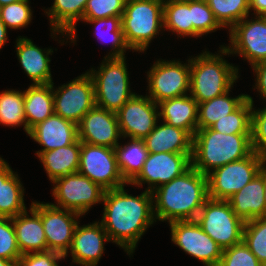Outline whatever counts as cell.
<instances>
[{
	"instance_id": "cell-28",
	"label": "cell",
	"mask_w": 266,
	"mask_h": 266,
	"mask_svg": "<svg viewBox=\"0 0 266 266\" xmlns=\"http://www.w3.org/2000/svg\"><path fill=\"white\" fill-rule=\"evenodd\" d=\"M81 141L69 146L45 152H36L51 182L55 179L78 172Z\"/></svg>"
},
{
	"instance_id": "cell-45",
	"label": "cell",
	"mask_w": 266,
	"mask_h": 266,
	"mask_svg": "<svg viewBox=\"0 0 266 266\" xmlns=\"http://www.w3.org/2000/svg\"><path fill=\"white\" fill-rule=\"evenodd\" d=\"M251 68L256 74L254 88L260 93L261 99L266 101V60L252 65Z\"/></svg>"
},
{
	"instance_id": "cell-31",
	"label": "cell",
	"mask_w": 266,
	"mask_h": 266,
	"mask_svg": "<svg viewBox=\"0 0 266 266\" xmlns=\"http://www.w3.org/2000/svg\"><path fill=\"white\" fill-rule=\"evenodd\" d=\"M230 91L211 100L198 103V129L210 128L217 120L223 119L235 111L246 99L248 94L229 97Z\"/></svg>"
},
{
	"instance_id": "cell-13",
	"label": "cell",
	"mask_w": 266,
	"mask_h": 266,
	"mask_svg": "<svg viewBox=\"0 0 266 266\" xmlns=\"http://www.w3.org/2000/svg\"><path fill=\"white\" fill-rule=\"evenodd\" d=\"M171 241L205 266H218L223 249L208 236L196 220L169 223Z\"/></svg>"
},
{
	"instance_id": "cell-5",
	"label": "cell",
	"mask_w": 266,
	"mask_h": 266,
	"mask_svg": "<svg viewBox=\"0 0 266 266\" xmlns=\"http://www.w3.org/2000/svg\"><path fill=\"white\" fill-rule=\"evenodd\" d=\"M164 0H126L121 17L124 38L134 52H144L163 30Z\"/></svg>"
},
{
	"instance_id": "cell-23",
	"label": "cell",
	"mask_w": 266,
	"mask_h": 266,
	"mask_svg": "<svg viewBox=\"0 0 266 266\" xmlns=\"http://www.w3.org/2000/svg\"><path fill=\"white\" fill-rule=\"evenodd\" d=\"M88 0H54L53 5L45 10L50 21L51 37L67 36L70 43L76 44V24L82 22Z\"/></svg>"
},
{
	"instance_id": "cell-12",
	"label": "cell",
	"mask_w": 266,
	"mask_h": 266,
	"mask_svg": "<svg viewBox=\"0 0 266 266\" xmlns=\"http://www.w3.org/2000/svg\"><path fill=\"white\" fill-rule=\"evenodd\" d=\"M54 113L78 125L82 117L96 106L94 84L88 72L54 88Z\"/></svg>"
},
{
	"instance_id": "cell-11",
	"label": "cell",
	"mask_w": 266,
	"mask_h": 266,
	"mask_svg": "<svg viewBox=\"0 0 266 266\" xmlns=\"http://www.w3.org/2000/svg\"><path fill=\"white\" fill-rule=\"evenodd\" d=\"M78 172L105 191L128 186L120 173L115 149L111 147L81 142Z\"/></svg>"
},
{
	"instance_id": "cell-32",
	"label": "cell",
	"mask_w": 266,
	"mask_h": 266,
	"mask_svg": "<svg viewBox=\"0 0 266 266\" xmlns=\"http://www.w3.org/2000/svg\"><path fill=\"white\" fill-rule=\"evenodd\" d=\"M163 29L177 33V37H193L191 0H164Z\"/></svg>"
},
{
	"instance_id": "cell-33",
	"label": "cell",
	"mask_w": 266,
	"mask_h": 266,
	"mask_svg": "<svg viewBox=\"0 0 266 266\" xmlns=\"http://www.w3.org/2000/svg\"><path fill=\"white\" fill-rule=\"evenodd\" d=\"M121 17L122 16H112L95 20H82V22L84 21L85 23L95 25V36H97L101 42L107 40L111 43V52L109 51V53H107L108 55L104 57H124L126 50L131 51L124 38ZM102 27L104 28V31L106 30L105 32L102 30ZM106 43L107 42H105V44Z\"/></svg>"
},
{
	"instance_id": "cell-20",
	"label": "cell",
	"mask_w": 266,
	"mask_h": 266,
	"mask_svg": "<svg viewBox=\"0 0 266 266\" xmlns=\"http://www.w3.org/2000/svg\"><path fill=\"white\" fill-rule=\"evenodd\" d=\"M28 210L12 217L17 245L21 254L48 251L44 227L41 221V202L32 201ZM31 214V217L28 215Z\"/></svg>"
},
{
	"instance_id": "cell-26",
	"label": "cell",
	"mask_w": 266,
	"mask_h": 266,
	"mask_svg": "<svg viewBox=\"0 0 266 266\" xmlns=\"http://www.w3.org/2000/svg\"><path fill=\"white\" fill-rule=\"evenodd\" d=\"M228 202L234 213L244 222L266 216L262 177L257 174L241 190L232 195Z\"/></svg>"
},
{
	"instance_id": "cell-21",
	"label": "cell",
	"mask_w": 266,
	"mask_h": 266,
	"mask_svg": "<svg viewBox=\"0 0 266 266\" xmlns=\"http://www.w3.org/2000/svg\"><path fill=\"white\" fill-rule=\"evenodd\" d=\"M28 136L43 146L37 152L50 151L76 142L79 139L78 125L54 113L32 127Z\"/></svg>"
},
{
	"instance_id": "cell-36",
	"label": "cell",
	"mask_w": 266,
	"mask_h": 266,
	"mask_svg": "<svg viewBox=\"0 0 266 266\" xmlns=\"http://www.w3.org/2000/svg\"><path fill=\"white\" fill-rule=\"evenodd\" d=\"M252 103L246 99L235 111L217 120L210 128L222 134H251Z\"/></svg>"
},
{
	"instance_id": "cell-8",
	"label": "cell",
	"mask_w": 266,
	"mask_h": 266,
	"mask_svg": "<svg viewBox=\"0 0 266 266\" xmlns=\"http://www.w3.org/2000/svg\"><path fill=\"white\" fill-rule=\"evenodd\" d=\"M52 205L85 215L93 205L102 203L105 190L79 172L55 179Z\"/></svg>"
},
{
	"instance_id": "cell-49",
	"label": "cell",
	"mask_w": 266,
	"mask_h": 266,
	"mask_svg": "<svg viewBox=\"0 0 266 266\" xmlns=\"http://www.w3.org/2000/svg\"><path fill=\"white\" fill-rule=\"evenodd\" d=\"M0 266H16L13 261L0 258Z\"/></svg>"
},
{
	"instance_id": "cell-2",
	"label": "cell",
	"mask_w": 266,
	"mask_h": 266,
	"mask_svg": "<svg viewBox=\"0 0 266 266\" xmlns=\"http://www.w3.org/2000/svg\"><path fill=\"white\" fill-rule=\"evenodd\" d=\"M152 195L156 221L196 220L209 198L207 175L191 166L182 175L157 187Z\"/></svg>"
},
{
	"instance_id": "cell-9",
	"label": "cell",
	"mask_w": 266,
	"mask_h": 266,
	"mask_svg": "<svg viewBox=\"0 0 266 266\" xmlns=\"http://www.w3.org/2000/svg\"><path fill=\"white\" fill-rule=\"evenodd\" d=\"M187 63L159 59L147 72L148 97L156 104L187 95L190 88V58Z\"/></svg>"
},
{
	"instance_id": "cell-14",
	"label": "cell",
	"mask_w": 266,
	"mask_h": 266,
	"mask_svg": "<svg viewBox=\"0 0 266 266\" xmlns=\"http://www.w3.org/2000/svg\"><path fill=\"white\" fill-rule=\"evenodd\" d=\"M247 16L229 30L228 46L230 55L237 54L247 60L249 65L266 60V19Z\"/></svg>"
},
{
	"instance_id": "cell-22",
	"label": "cell",
	"mask_w": 266,
	"mask_h": 266,
	"mask_svg": "<svg viewBox=\"0 0 266 266\" xmlns=\"http://www.w3.org/2000/svg\"><path fill=\"white\" fill-rule=\"evenodd\" d=\"M15 48L19 63L28 78L33 81V85L53 82L50 70L51 58L49 57L54 52L53 48L43 50L31 39L23 36L16 39Z\"/></svg>"
},
{
	"instance_id": "cell-46",
	"label": "cell",
	"mask_w": 266,
	"mask_h": 266,
	"mask_svg": "<svg viewBox=\"0 0 266 266\" xmlns=\"http://www.w3.org/2000/svg\"><path fill=\"white\" fill-rule=\"evenodd\" d=\"M249 9L254 11V16H264L266 14V0H249Z\"/></svg>"
},
{
	"instance_id": "cell-47",
	"label": "cell",
	"mask_w": 266,
	"mask_h": 266,
	"mask_svg": "<svg viewBox=\"0 0 266 266\" xmlns=\"http://www.w3.org/2000/svg\"><path fill=\"white\" fill-rule=\"evenodd\" d=\"M7 30L8 28L0 19V50L3 48L6 41L8 40Z\"/></svg>"
},
{
	"instance_id": "cell-50",
	"label": "cell",
	"mask_w": 266,
	"mask_h": 266,
	"mask_svg": "<svg viewBox=\"0 0 266 266\" xmlns=\"http://www.w3.org/2000/svg\"><path fill=\"white\" fill-rule=\"evenodd\" d=\"M22 1V0H0V5L4 6L13 2Z\"/></svg>"
},
{
	"instance_id": "cell-29",
	"label": "cell",
	"mask_w": 266,
	"mask_h": 266,
	"mask_svg": "<svg viewBox=\"0 0 266 266\" xmlns=\"http://www.w3.org/2000/svg\"><path fill=\"white\" fill-rule=\"evenodd\" d=\"M24 112L27 134L36 124L54 114L53 82L31 84L24 90Z\"/></svg>"
},
{
	"instance_id": "cell-1",
	"label": "cell",
	"mask_w": 266,
	"mask_h": 266,
	"mask_svg": "<svg viewBox=\"0 0 266 266\" xmlns=\"http://www.w3.org/2000/svg\"><path fill=\"white\" fill-rule=\"evenodd\" d=\"M124 188L125 186L104 192V210L99 222L110 241L132 256L138 241L156 219L152 192L145 190L140 195L133 196Z\"/></svg>"
},
{
	"instance_id": "cell-37",
	"label": "cell",
	"mask_w": 266,
	"mask_h": 266,
	"mask_svg": "<svg viewBox=\"0 0 266 266\" xmlns=\"http://www.w3.org/2000/svg\"><path fill=\"white\" fill-rule=\"evenodd\" d=\"M242 241L261 264L266 266V216L244 223Z\"/></svg>"
},
{
	"instance_id": "cell-3",
	"label": "cell",
	"mask_w": 266,
	"mask_h": 266,
	"mask_svg": "<svg viewBox=\"0 0 266 266\" xmlns=\"http://www.w3.org/2000/svg\"><path fill=\"white\" fill-rule=\"evenodd\" d=\"M252 152L251 134H222L211 128L198 129L193 136L191 166L207 175Z\"/></svg>"
},
{
	"instance_id": "cell-43",
	"label": "cell",
	"mask_w": 266,
	"mask_h": 266,
	"mask_svg": "<svg viewBox=\"0 0 266 266\" xmlns=\"http://www.w3.org/2000/svg\"><path fill=\"white\" fill-rule=\"evenodd\" d=\"M218 266H263L256 256L242 241L223 249Z\"/></svg>"
},
{
	"instance_id": "cell-41",
	"label": "cell",
	"mask_w": 266,
	"mask_h": 266,
	"mask_svg": "<svg viewBox=\"0 0 266 266\" xmlns=\"http://www.w3.org/2000/svg\"><path fill=\"white\" fill-rule=\"evenodd\" d=\"M21 255L12 218L0 217V258L16 264Z\"/></svg>"
},
{
	"instance_id": "cell-17",
	"label": "cell",
	"mask_w": 266,
	"mask_h": 266,
	"mask_svg": "<svg viewBox=\"0 0 266 266\" xmlns=\"http://www.w3.org/2000/svg\"><path fill=\"white\" fill-rule=\"evenodd\" d=\"M81 216L74 211L41 202V221L48 251H54L63 256L67 254Z\"/></svg>"
},
{
	"instance_id": "cell-39",
	"label": "cell",
	"mask_w": 266,
	"mask_h": 266,
	"mask_svg": "<svg viewBox=\"0 0 266 266\" xmlns=\"http://www.w3.org/2000/svg\"><path fill=\"white\" fill-rule=\"evenodd\" d=\"M30 0H22L1 6L0 19L9 29L26 28L32 20Z\"/></svg>"
},
{
	"instance_id": "cell-30",
	"label": "cell",
	"mask_w": 266,
	"mask_h": 266,
	"mask_svg": "<svg viewBox=\"0 0 266 266\" xmlns=\"http://www.w3.org/2000/svg\"><path fill=\"white\" fill-rule=\"evenodd\" d=\"M129 140L126 144H118L114 148L120 173L127 184L139 175L149 154L143 140Z\"/></svg>"
},
{
	"instance_id": "cell-38",
	"label": "cell",
	"mask_w": 266,
	"mask_h": 266,
	"mask_svg": "<svg viewBox=\"0 0 266 266\" xmlns=\"http://www.w3.org/2000/svg\"><path fill=\"white\" fill-rule=\"evenodd\" d=\"M191 22L193 37H201L223 27L215 19L206 0H191Z\"/></svg>"
},
{
	"instance_id": "cell-35",
	"label": "cell",
	"mask_w": 266,
	"mask_h": 266,
	"mask_svg": "<svg viewBox=\"0 0 266 266\" xmlns=\"http://www.w3.org/2000/svg\"><path fill=\"white\" fill-rule=\"evenodd\" d=\"M215 19L229 30L250 15L249 0H206Z\"/></svg>"
},
{
	"instance_id": "cell-16",
	"label": "cell",
	"mask_w": 266,
	"mask_h": 266,
	"mask_svg": "<svg viewBox=\"0 0 266 266\" xmlns=\"http://www.w3.org/2000/svg\"><path fill=\"white\" fill-rule=\"evenodd\" d=\"M122 138L143 140L159 120V109L151 98L137 93L116 113Z\"/></svg>"
},
{
	"instance_id": "cell-10",
	"label": "cell",
	"mask_w": 266,
	"mask_h": 266,
	"mask_svg": "<svg viewBox=\"0 0 266 266\" xmlns=\"http://www.w3.org/2000/svg\"><path fill=\"white\" fill-rule=\"evenodd\" d=\"M263 159L257 153L252 152L246 158L212 170L207 174L208 197L228 200L258 174Z\"/></svg>"
},
{
	"instance_id": "cell-27",
	"label": "cell",
	"mask_w": 266,
	"mask_h": 266,
	"mask_svg": "<svg viewBox=\"0 0 266 266\" xmlns=\"http://www.w3.org/2000/svg\"><path fill=\"white\" fill-rule=\"evenodd\" d=\"M22 182L2 157H0V217H14L27 210Z\"/></svg>"
},
{
	"instance_id": "cell-4",
	"label": "cell",
	"mask_w": 266,
	"mask_h": 266,
	"mask_svg": "<svg viewBox=\"0 0 266 266\" xmlns=\"http://www.w3.org/2000/svg\"><path fill=\"white\" fill-rule=\"evenodd\" d=\"M219 53L202 51L190 59V95L202 103L231 91L240 77L238 66L228 63L224 55L229 56V51L219 47Z\"/></svg>"
},
{
	"instance_id": "cell-15",
	"label": "cell",
	"mask_w": 266,
	"mask_h": 266,
	"mask_svg": "<svg viewBox=\"0 0 266 266\" xmlns=\"http://www.w3.org/2000/svg\"><path fill=\"white\" fill-rule=\"evenodd\" d=\"M192 153H149L139 175L129 184L153 192L162 184L172 181L191 167Z\"/></svg>"
},
{
	"instance_id": "cell-48",
	"label": "cell",
	"mask_w": 266,
	"mask_h": 266,
	"mask_svg": "<svg viewBox=\"0 0 266 266\" xmlns=\"http://www.w3.org/2000/svg\"><path fill=\"white\" fill-rule=\"evenodd\" d=\"M258 174L262 177V180L264 183V199H265V205H266V159L262 160V163L259 167Z\"/></svg>"
},
{
	"instance_id": "cell-44",
	"label": "cell",
	"mask_w": 266,
	"mask_h": 266,
	"mask_svg": "<svg viewBox=\"0 0 266 266\" xmlns=\"http://www.w3.org/2000/svg\"><path fill=\"white\" fill-rule=\"evenodd\" d=\"M63 259V255L54 251L22 254L16 266H59L58 261Z\"/></svg>"
},
{
	"instance_id": "cell-6",
	"label": "cell",
	"mask_w": 266,
	"mask_h": 266,
	"mask_svg": "<svg viewBox=\"0 0 266 266\" xmlns=\"http://www.w3.org/2000/svg\"><path fill=\"white\" fill-rule=\"evenodd\" d=\"M97 69L87 71L94 84L96 106L117 113L136 94L130 89L126 57H104Z\"/></svg>"
},
{
	"instance_id": "cell-19",
	"label": "cell",
	"mask_w": 266,
	"mask_h": 266,
	"mask_svg": "<svg viewBox=\"0 0 266 266\" xmlns=\"http://www.w3.org/2000/svg\"><path fill=\"white\" fill-rule=\"evenodd\" d=\"M77 224L72 244L64 256L71 253L72 262L80 266H97L104 254V243L110 242L109 236L102 224L98 221L87 225Z\"/></svg>"
},
{
	"instance_id": "cell-34",
	"label": "cell",
	"mask_w": 266,
	"mask_h": 266,
	"mask_svg": "<svg viewBox=\"0 0 266 266\" xmlns=\"http://www.w3.org/2000/svg\"><path fill=\"white\" fill-rule=\"evenodd\" d=\"M0 124L8 127L23 125L27 133L24 112V91L5 90L0 93Z\"/></svg>"
},
{
	"instance_id": "cell-18",
	"label": "cell",
	"mask_w": 266,
	"mask_h": 266,
	"mask_svg": "<svg viewBox=\"0 0 266 266\" xmlns=\"http://www.w3.org/2000/svg\"><path fill=\"white\" fill-rule=\"evenodd\" d=\"M81 142L115 148L122 138L116 113L95 106L78 124Z\"/></svg>"
},
{
	"instance_id": "cell-25",
	"label": "cell",
	"mask_w": 266,
	"mask_h": 266,
	"mask_svg": "<svg viewBox=\"0 0 266 266\" xmlns=\"http://www.w3.org/2000/svg\"><path fill=\"white\" fill-rule=\"evenodd\" d=\"M158 109L161 121L194 136L198 122V103L190 94L164 100L158 103Z\"/></svg>"
},
{
	"instance_id": "cell-40",
	"label": "cell",
	"mask_w": 266,
	"mask_h": 266,
	"mask_svg": "<svg viewBox=\"0 0 266 266\" xmlns=\"http://www.w3.org/2000/svg\"><path fill=\"white\" fill-rule=\"evenodd\" d=\"M252 103L251 114V145L253 152L266 159V107L257 110L253 107L254 101L247 95Z\"/></svg>"
},
{
	"instance_id": "cell-24",
	"label": "cell",
	"mask_w": 266,
	"mask_h": 266,
	"mask_svg": "<svg viewBox=\"0 0 266 266\" xmlns=\"http://www.w3.org/2000/svg\"><path fill=\"white\" fill-rule=\"evenodd\" d=\"M143 141L149 153H192L193 136L163 121L161 125L156 124Z\"/></svg>"
},
{
	"instance_id": "cell-42",
	"label": "cell",
	"mask_w": 266,
	"mask_h": 266,
	"mask_svg": "<svg viewBox=\"0 0 266 266\" xmlns=\"http://www.w3.org/2000/svg\"><path fill=\"white\" fill-rule=\"evenodd\" d=\"M126 0H88L82 20L122 16Z\"/></svg>"
},
{
	"instance_id": "cell-7",
	"label": "cell",
	"mask_w": 266,
	"mask_h": 266,
	"mask_svg": "<svg viewBox=\"0 0 266 266\" xmlns=\"http://www.w3.org/2000/svg\"><path fill=\"white\" fill-rule=\"evenodd\" d=\"M196 221L222 249L242 242L245 222L234 213L228 200L208 198Z\"/></svg>"
}]
</instances>
